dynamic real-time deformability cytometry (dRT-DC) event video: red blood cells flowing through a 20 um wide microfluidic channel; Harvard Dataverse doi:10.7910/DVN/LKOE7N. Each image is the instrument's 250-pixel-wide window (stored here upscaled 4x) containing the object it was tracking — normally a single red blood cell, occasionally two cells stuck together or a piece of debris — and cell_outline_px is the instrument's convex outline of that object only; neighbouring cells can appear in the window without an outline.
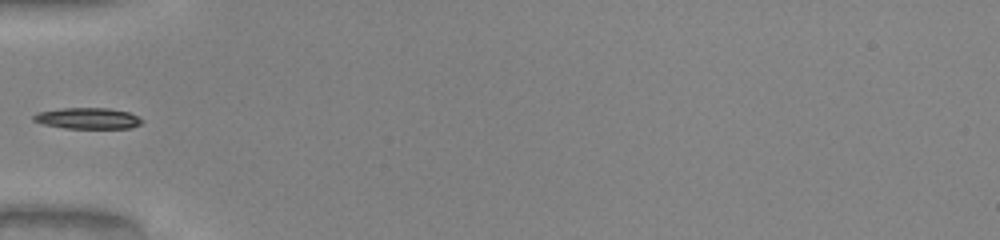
{"species": "common noctule bat (a hibernating species)", "species_latin": "Nyctalus noctula", "temperature_condition": "warm", "stored_images_in_passage": 33, "camera_frame_rate_fps": 3000, "um_per_image_px": 0.085, "animal": {"sex": "male", "body_mass_g": 20.0, "forearm_length_mm": 53.3}, "frame": {"image": 1, "passage_image": 1, "time_ms": 0.0, "image_size_px": [1000, 240], "cell_outline_px": [[144, 120], [140, 124], [132, 128], [64, 128], [44, 124], [32, 120], [32, 116], [36, 112], [64, 108], [108, 108], [128, 112]], "centroid_in_image_um": [7.44, 10.06], "position_along_channel_um": 77.6, "area_um2": 13.29}}
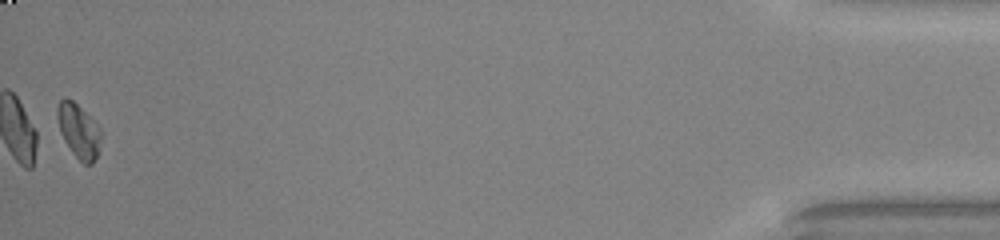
{"frame": {"image": 2, "passage_image": 33, "time_ms": 10.667, "image_size_px": [1000, 240], "cell_outline_px": [[100, 140], [96, 156], [92, 164], [84, 164], [72, 152], [64, 140], [60, 132], [56, 116], [56, 108], [60, 100], [64, 96], [72, 100], [100, 128]], "centroid_in_image_um": [6.64, 11.1], "position_along_channel_um": 428.6, "area_um2": 13.47}}